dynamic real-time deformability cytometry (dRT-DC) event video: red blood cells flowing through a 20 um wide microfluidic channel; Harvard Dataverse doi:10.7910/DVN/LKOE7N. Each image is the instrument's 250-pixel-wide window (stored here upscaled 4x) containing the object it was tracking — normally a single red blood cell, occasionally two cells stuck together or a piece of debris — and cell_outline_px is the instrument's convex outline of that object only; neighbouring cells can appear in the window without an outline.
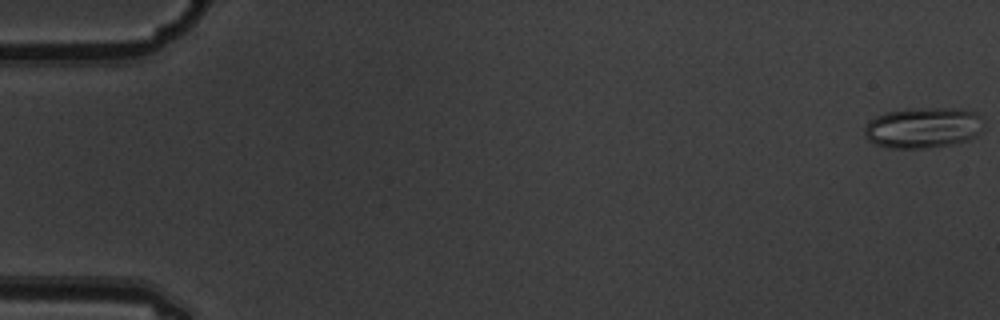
{"species": "common noctule bat (a hibernating species)", "species_latin": "Nyctalus noctula", "temperature_condition": "warm", "stored_images_in_passage": 8, "camera_frame_rate_fps": 3000, "um_per_image_px": 0.085, "animal": {"sex": "male", "body_mass_g": 19.5, "forearm_length_mm": 54.6}, "frame": {"image": 1, "passage_image": 1, "time_ms": 0.0, "image_size_px": [1000, 320], "cell_outline_px": [[984, 128], [976, 136], [968, 140], [952, 144], [928, 148], [888, 148], [876, 144], [868, 140], [864, 136], [864, 128], [876, 116], [884, 112], [912, 108], [960, 108], [976, 112], [980, 116], [984, 124]], "centroid_in_image_um": [78.49, 10.85], "position_along_channel_um": 6.5, "area_um2": 28.61}}
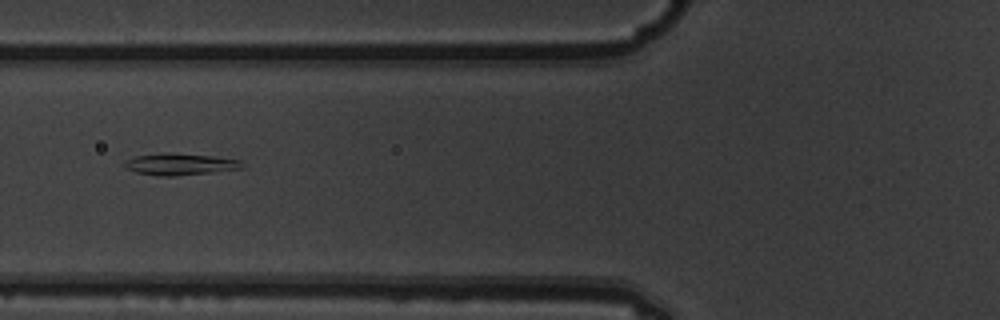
{"frame": {"image": 2, "passage_image": 7, "time_ms": 2.0, "image_size_px": [1000, 320], "cell_outline_px": [[244, 168], [176, 176], [156, 176], [136, 172], [128, 168], [124, 164], [124, 160], [136, 156], [212, 156], [240, 160]], "centroid_in_image_um": [15.33, 14.02], "position_along_channel_um": 110.5, "area_um2": 13.64}}
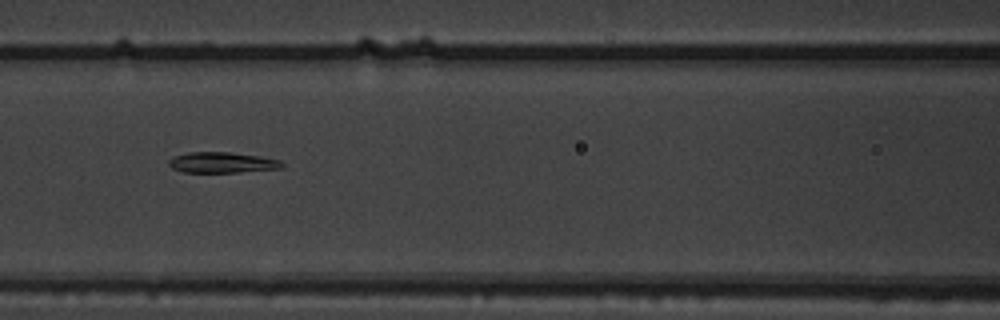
{"frame": {"image": 3, "passage_image": 8, "time_ms": 2.333, "image_size_px": [1000, 320], "cell_outline_px": [[284, 168], [236, 172], [184, 172], [172, 168], [168, 164], [168, 160], [172, 156], [188, 152], [232, 152], [260, 156], [280, 160], [284, 164]], "centroid_in_image_um": [18.87, 13.8], "position_along_channel_um": 147.7, "area_um2": 13.76}}